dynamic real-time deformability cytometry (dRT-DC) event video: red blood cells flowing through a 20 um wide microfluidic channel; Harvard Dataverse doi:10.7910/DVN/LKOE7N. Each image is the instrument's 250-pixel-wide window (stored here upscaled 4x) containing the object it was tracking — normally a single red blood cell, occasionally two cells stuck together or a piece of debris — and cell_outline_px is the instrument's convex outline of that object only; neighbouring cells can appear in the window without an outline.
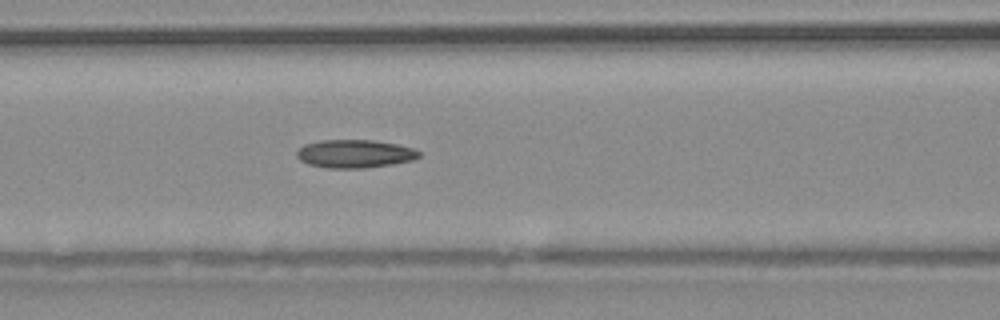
{"species": "common noctule bat (a hibernating species)", "species_latin": "Nyctalus noctula", "temperature_condition": "warm", "stored_images_in_passage": 30, "camera_frame_rate_fps": 3000, "um_per_image_px": 0.085, "animal": {"sex": "male", "body_mass_g": 20.4}, "frame": {"image": 1, "passage_image": 9, "time_ms": 2.667, "image_size_px": [1000, 320], "cell_outline_px": [[420, 156], [412, 160], [392, 164], [368, 168], [324, 168], [308, 164], [300, 160], [296, 156], [296, 152], [304, 144], [320, 140], [372, 140], [396, 144], [412, 148], [420, 152]], "centroid_in_image_um": [30.12, 13.07], "position_along_channel_um": 136.5, "area_um2": 20.11}}
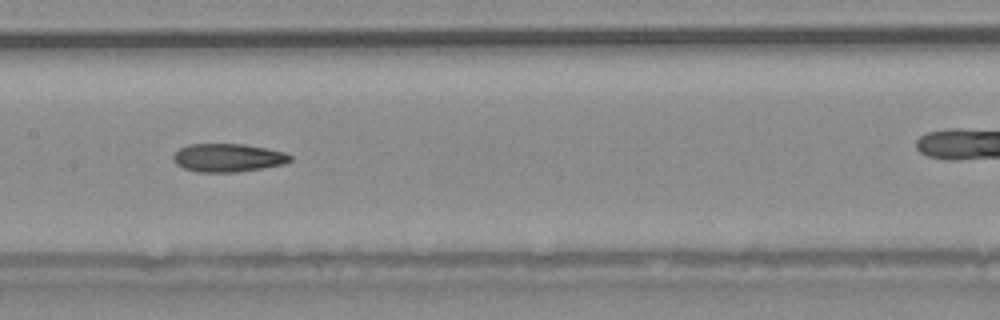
{"frame": {"image": 2, "passage_image": 13, "time_ms": 4.0, "image_size_px": [1000, 320], "cell_outline_px": [[292, 160], [284, 164], [236, 172], [196, 172], [184, 168], [176, 164], [172, 160], [172, 156], [180, 148], [188, 144], [244, 144], [268, 148], [284, 152], [292, 156]], "centroid_in_image_um": [19.36, 13.4], "position_along_channel_um": 188.0, "area_um2": 19.31}}